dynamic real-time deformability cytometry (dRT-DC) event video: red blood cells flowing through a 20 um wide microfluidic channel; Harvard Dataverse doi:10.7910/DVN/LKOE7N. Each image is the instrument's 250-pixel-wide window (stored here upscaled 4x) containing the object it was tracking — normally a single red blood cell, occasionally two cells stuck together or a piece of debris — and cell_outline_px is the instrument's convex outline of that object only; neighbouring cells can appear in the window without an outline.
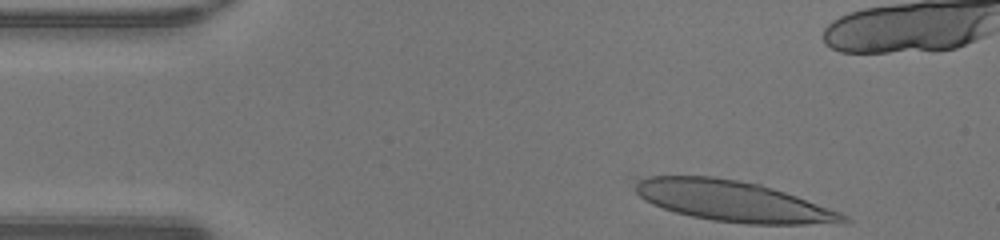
{"species": "human", "species_latin": "Homo sapiens", "temperature_condition": "warm", "stored_images_in_passage": 34, "camera_frame_rate_fps": 3000, "um_per_image_px": 0.085, "donor": {"sex": "male"}, "frame": {"image": 1, "passage_image": 1, "time_ms": 0.0, "image_size_px": [1000, 240], "cell_outline_px": [[852, 220], [804, 224], [748, 224], [712, 220], [692, 216], [676, 212], [652, 204], [644, 200], [636, 192], [636, 184], [640, 180], [648, 176], [712, 176], [760, 184], [796, 196], [840, 212]], "centroid_in_image_um": [62.25, 17.09], "position_along_channel_um": 22.8, "area_um2": 48.32}}
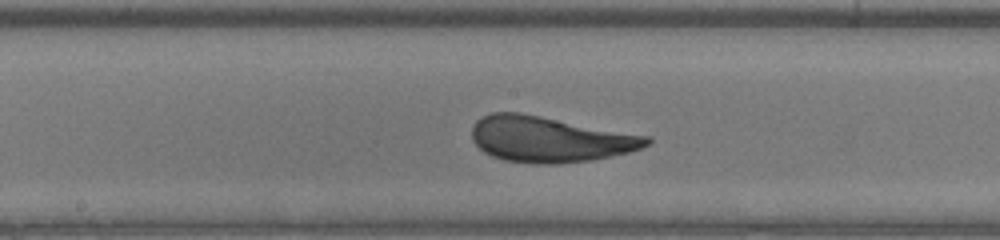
{"frame": {"image": 2, "passage_image": 19, "time_ms": 6.0, "image_size_px": [1000, 240], "cell_outline_px": [[652, 140], [648, 144], [640, 148], [628, 152], [592, 160], [560, 164], [536, 164], [504, 160], [492, 156], [484, 152], [472, 140], [472, 128], [476, 120], [480, 116], [488, 112], [520, 112], [652, 136]], "centroid_in_image_um": [46.71, 11.82], "position_along_channel_um": 201.5, "area_um2": 46.99}}
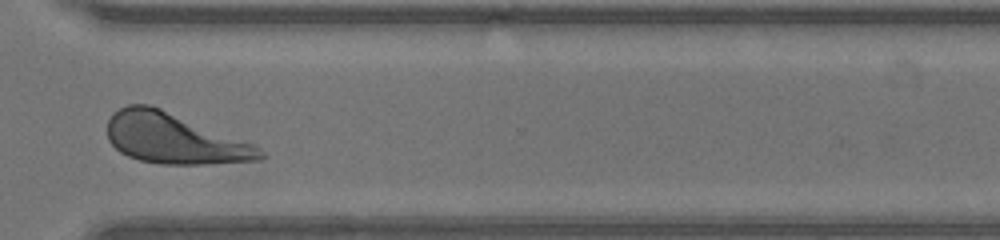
{"frame": {"image": 3, "passage_image": 30, "time_ms": 9.667, "image_size_px": [1000, 240], "cell_outline_px": [[268, 156], [260, 160], [204, 164], [160, 164], [140, 160], [128, 156], [120, 152], [108, 140], [108, 120], [112, 112], [128, 104], [148, 104], [160, 108], [256, 144]], "centroid_in_image_um": [14.83, 11.78], "position_along_channel_um": 355.8, "area_um2": 45.03}}